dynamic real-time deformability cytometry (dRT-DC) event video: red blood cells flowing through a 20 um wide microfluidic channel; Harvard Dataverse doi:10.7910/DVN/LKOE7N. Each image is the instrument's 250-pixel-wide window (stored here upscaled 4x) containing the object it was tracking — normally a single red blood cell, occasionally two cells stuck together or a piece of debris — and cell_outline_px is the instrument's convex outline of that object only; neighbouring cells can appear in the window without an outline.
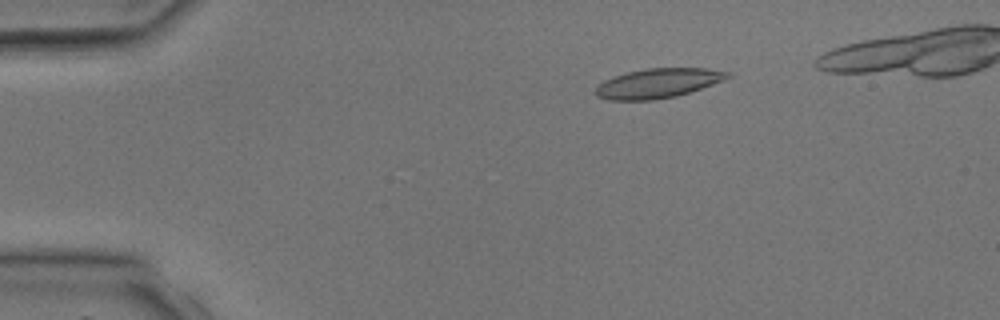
{"species": "common noctule bat (a hibernating species)", "species_latin": "Nyctalus noctula", "temperature_condition": "room temperature", "stored_images_in_passage": 3, "camera_frame_rate_fps": 3000, "um_per_image_px": 0.085, "animal": {"sex": "male", "body_mass_g": 17.9, "forearm_length_mm": 54.2}, "frame": {"image": 1, "passage_image": 1, "time_ms": 0.0, "image_size_px": [1000, 320], "cell_outline_px": [[732, 76], [724, 80], [676, 96], [652, 100], [608, 100], [596, 96], [596, 88], [604, 80], [612, 76], [644, 68], [708, 68], [732, 72]], "centroid_in_image_um": [55.94, 7.06], "position_along_channel_um": 29.1, "area_um2": 22.72}}